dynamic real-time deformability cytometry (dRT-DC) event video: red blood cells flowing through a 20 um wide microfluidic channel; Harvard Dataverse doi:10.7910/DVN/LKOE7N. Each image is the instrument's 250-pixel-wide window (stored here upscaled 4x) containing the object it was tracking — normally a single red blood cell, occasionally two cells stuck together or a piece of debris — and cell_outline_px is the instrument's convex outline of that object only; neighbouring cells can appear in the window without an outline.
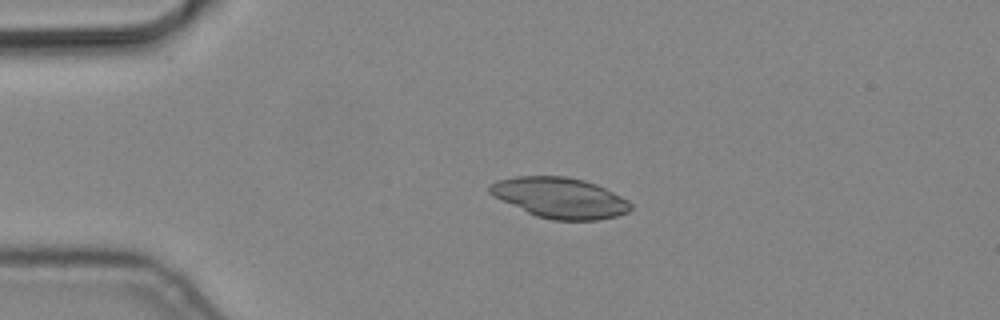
{"species": "common noctule bat (a hibernating species)", "species_latin": "Nyctalus noctula", "temperature_condition": "cold", "stored_images_in_passage": 2, "camera_frame_rate_fps": 3000, "um_per_image_px": 0.085, "animal": {"sex": "male", "body_mass_g": 19.2, "forearm_length_mm": 51.8}, "frame": {"image": 1, "passage_image": 1, "time_ms": 0.0, "image_size_px": [1000, 320], "cell_outline_px": [[632, 208], [628, 212], [616, 216], [596, 220], [552, 220], [536, 216], [492, 196], [488, 192], [488, 188], [496, 180], [516, 176], [568, 176], [584, 180], [596, 184], [628, 200], [632, 204]], "centroid_in_image_um": [47.58, 16.81], "position_along_channel_um": 37.4, "area_um2": 33.29}}